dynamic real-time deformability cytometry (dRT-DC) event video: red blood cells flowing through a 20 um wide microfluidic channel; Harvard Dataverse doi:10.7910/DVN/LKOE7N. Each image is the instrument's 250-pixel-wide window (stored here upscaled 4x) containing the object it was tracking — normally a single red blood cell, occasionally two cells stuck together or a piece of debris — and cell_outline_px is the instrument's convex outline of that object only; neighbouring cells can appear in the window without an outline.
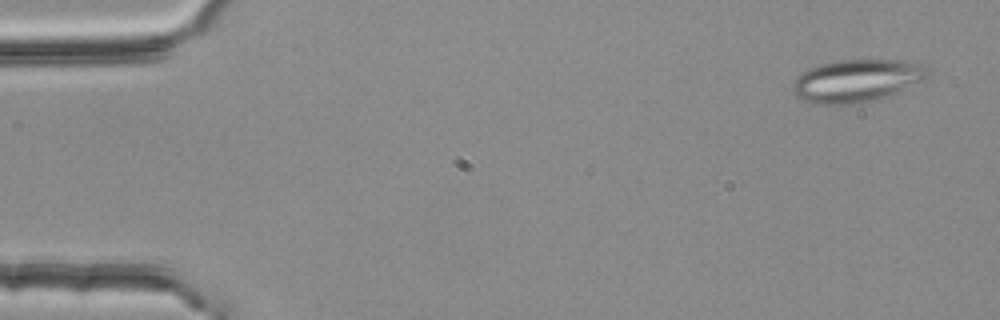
{"species": "common noctule bat (a hibernating species)", "species_latin": "Nyctalus noctula", "temperature_condition": "room temperature", "stored_images_in_passage": 3, "camera_frame_rate_fps": 3000, "um_per_image_px": 0.085, "animal": {"sex": "female", "body_mass_g": 25.1}, "frame": {"image": 1, "passage_image": 1, "time_ms": 0.0, "image_size_px": [1000, 320], "cell_outline_px": [[928, 76], [924, 80], [888, 96], [872, 100], [848, 104], [812, 104], [800, 100], [792, 92], [792, 84], [800, 72], [808, 68], [820, 64], [840, 60], [916, 60], [924, 64], [928, 72]], "centroid_in_image_um": [72.8, 6.85], "position_along_channel_um": 12.2, "area_um2": 33.87}}